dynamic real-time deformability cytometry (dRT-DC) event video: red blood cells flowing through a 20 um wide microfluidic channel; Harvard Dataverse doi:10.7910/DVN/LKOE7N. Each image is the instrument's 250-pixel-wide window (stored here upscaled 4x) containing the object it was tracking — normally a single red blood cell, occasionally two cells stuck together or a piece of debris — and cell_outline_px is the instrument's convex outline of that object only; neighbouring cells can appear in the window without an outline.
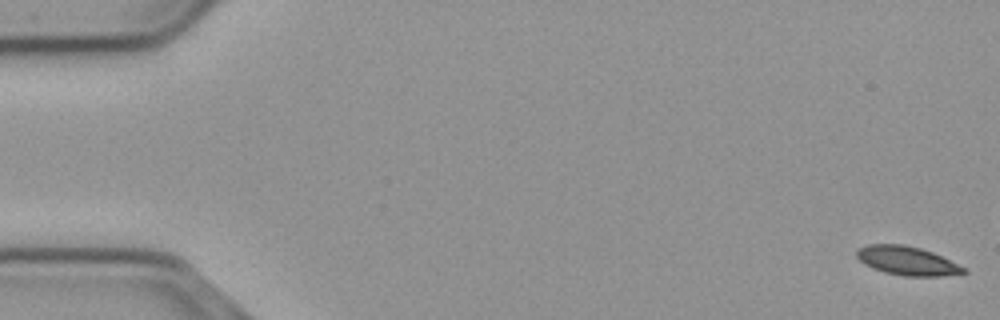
{"species": "common noctule bat (a hibernating species)", "species_latin": "Nyctalus noctula", "temperature_condition": "cold", "stored_images_in_passage": 18, "camera_frame_rate_fps": 3000, "um_per_image_px": 0.085, "animal": {"sex": "male", "body_mass_g": 23.1, "forearm_length_mm": 52.7}, "frame": {"image": 1, "passage_image": 1, "time_ms": 0.0, "image_size_px": [1000, 320], "cell_outline_px": [[968, 272], [944, 276], [904, 276], [884, 272], [872, 268], [864, 264], [856, 256], [856, 252], [860, 248], [868, 244], [904, 244], [920, 248], [932, 252], [964, 268]], "centroid_in_image_um": [77.06, 22.17], "position_along_channel_um": 7.9, "area_um2": 17.74}}